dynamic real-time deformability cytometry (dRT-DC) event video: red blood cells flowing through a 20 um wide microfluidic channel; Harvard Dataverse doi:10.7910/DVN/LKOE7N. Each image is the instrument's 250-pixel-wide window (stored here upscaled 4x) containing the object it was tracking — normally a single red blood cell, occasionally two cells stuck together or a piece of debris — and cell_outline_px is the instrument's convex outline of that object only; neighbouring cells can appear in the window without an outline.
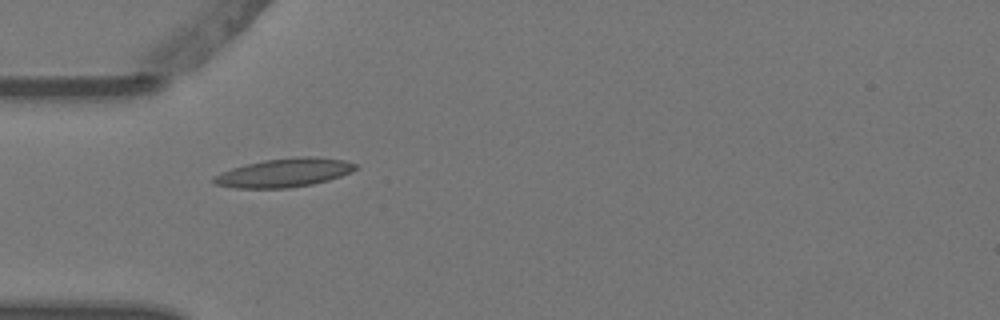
{"species": "Egyptian fruit bat (a non-hibernating species)", "species_latin": "Rousettus aegyptiacus", "temperature_condition": "warm", "stored_images_in_passage": 2, "camera_frame_rate_fps": 3000, "um_per_image_px": 0.085, "animal": {"sex": "female"}, "frame": {"image": 1, "passage_image": 1, "time_ms": 0.0, "image_size_px": [1000, 320], "cell_outline_px": [[360, 168], [352, 172], [328, 180], [312, 184], [288, 188], [236, 188], [216, 184], [212, 180], [212, 176], [220, 172], [244, 164], [264, 160], [300, 156], [316, 156], [344, 160], [356, 164]], "centroid_in_image_um": [24.17, 14.67], "position_along_channel_um": 60.8, "area_um2": 23.87}}
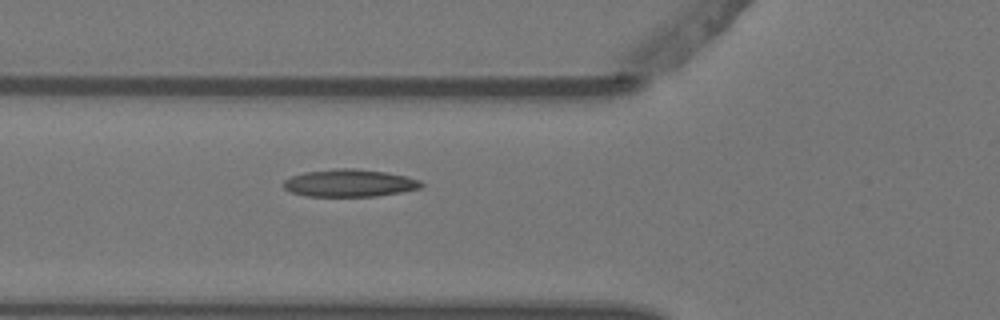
{"frame": {"image": 2, "passage_image": 2, "time_ms": 0.333, "image_size_px": [1000, 320], "cell_outline_px": [[424, 184], [420, 188], [400, 192], [376, 196], [304, 196], [292, 192], [284, 188], [284, 180], [292, 176], [304, 172], [336, 168], [356, 168], [384, 172], [404, 176], [420, 180]], "centroid_in_image_um": [29.69, 15.56], "position_along_channel_um": 96.1, "area_um2": 21.91}}